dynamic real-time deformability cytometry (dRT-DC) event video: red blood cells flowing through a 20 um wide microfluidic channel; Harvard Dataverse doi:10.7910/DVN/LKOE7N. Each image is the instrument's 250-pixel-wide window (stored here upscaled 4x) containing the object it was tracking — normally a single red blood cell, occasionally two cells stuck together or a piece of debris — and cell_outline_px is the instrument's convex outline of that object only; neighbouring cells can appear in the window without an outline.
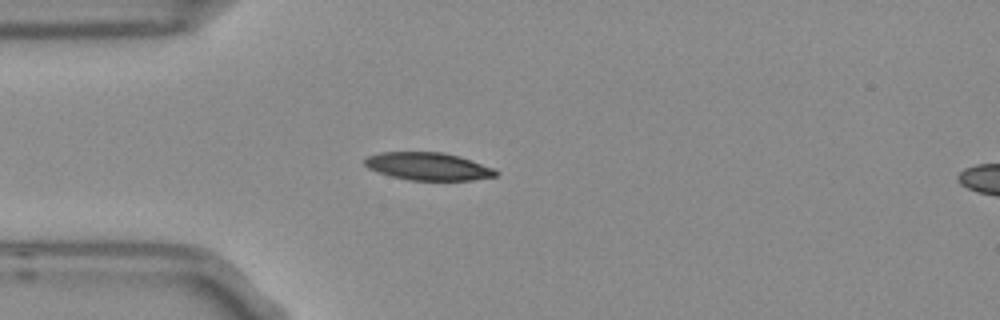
{"species": "Egyptian fruit bat (a non-hibernating species)", "species_latin": "Rousettus aegyptiacus", "temperature_condition": "room temperature", "stored_images_in_passage": 4, "segment_of_instrument_passage": [1, 2], "camera_frame_rate_fps": 3000, "um_per_image_px": 0.085, "frame": {"image": 1, "passage_image": 3, "time_ms": 0.667, "image_size_px": [1000, 320], "cell_outline_px": [[500, 172], [496, 176], [472, 180], [408, 180], [392, 176], [368, 168], [364, 164], [364, 160], [368, 156], [380, 152], [444, 152], [460, 156], [496, 168]], "centroid_in_image_um": [36.45, 14.13], "position_along_channel_um": 48.6, "area_um2": 21.27}}